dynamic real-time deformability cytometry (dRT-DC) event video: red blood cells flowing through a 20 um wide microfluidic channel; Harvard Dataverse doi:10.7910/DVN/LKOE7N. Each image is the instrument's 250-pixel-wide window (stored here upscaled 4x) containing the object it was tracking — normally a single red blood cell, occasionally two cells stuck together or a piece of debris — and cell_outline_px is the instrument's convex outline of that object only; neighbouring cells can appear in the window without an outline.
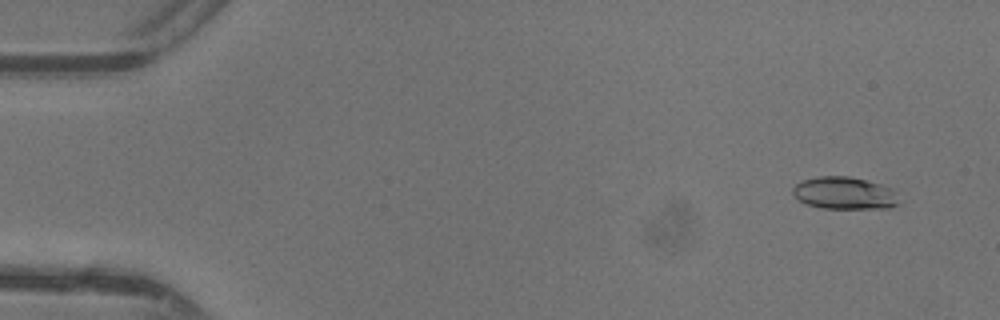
{"species": "common noctule bat (a hibernating species)", "species_latin": "Nyctalus noctula", "temperature_condition": "warm", "stored_images_in_passage": 48, "camera_frame_rate_fps": 3000, "um_per_image_px": 0.085, "animal": {"sex": "female"}, "frame": {"image": 1, "passage_image": 4, "time_ms": 1.0, "image_size_px": [1000, 320], "cell_outline_px": [[900, 204], [888, 208], [824, 208], [804, 204], [792, 192], [792, 188], [800, 180], [820, 176], [848, 176], [880, 184], [892, 188]], "centroid_in_image_um": [71.76, 16.41], "position_along_channel_um": 13.2, "area_um2": 19.94}}
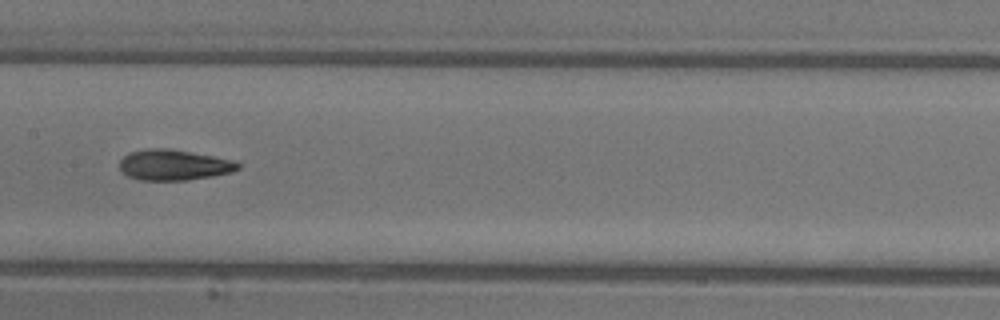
{"frame": {"image": 2, "passage_image": 25, "time_ms": 8.0, "image_size_px": [1000, 320], "cell_outline_px": [[240, 168], [232, 172], [212, 176], [188, 180], [140, 180], [128, 176], [120, 168], [120, 160], [128, 152], [144, 148], [168, 148], [212, 156], [232, 160], [240, 164]], "centroid_in_image_um": [14.75, 14.01], "position_along_channel_um": 192.6, "area_um2": 21.1}}
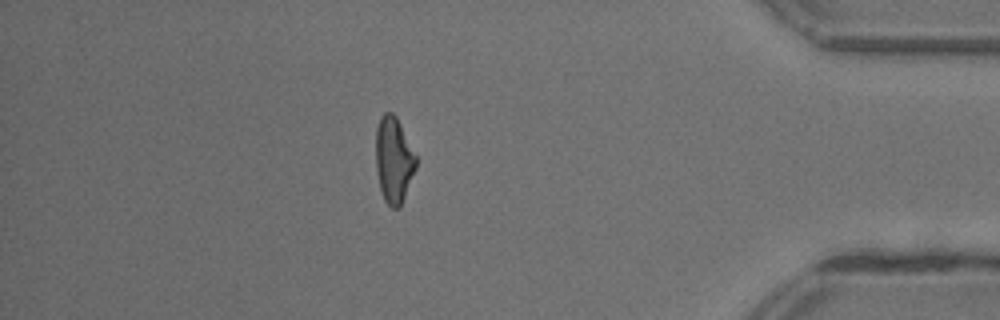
{"frame": {"image": 3, "passage_image": 42, "time_ms": 13.667, "image_size_px": [1000, 320], "cell_outline_px": [[416, 168], [400, 208], [392, 208], [384, 200], [380, 188], [376, 168], [376, 128], [380, 116], [384, 112], [392, 112], [396, 116], [416, 156]], "centroid_in_image_um": [33.46, 13.59], "position_along_channel_um": 401.7, "area_um2": 20.06}, "authors_computed_cell_mechanics": {"area_um2": 20.3456, "velocity_mm_per_s": 4.417, "shape_relaxation_time_tau1_ms": 5.1062, "shape_relaxation_time_tau2_ms": 2.3513, "deformation_change_tau1": 0.1743, "deformation_change_tau2": 0.1145}}